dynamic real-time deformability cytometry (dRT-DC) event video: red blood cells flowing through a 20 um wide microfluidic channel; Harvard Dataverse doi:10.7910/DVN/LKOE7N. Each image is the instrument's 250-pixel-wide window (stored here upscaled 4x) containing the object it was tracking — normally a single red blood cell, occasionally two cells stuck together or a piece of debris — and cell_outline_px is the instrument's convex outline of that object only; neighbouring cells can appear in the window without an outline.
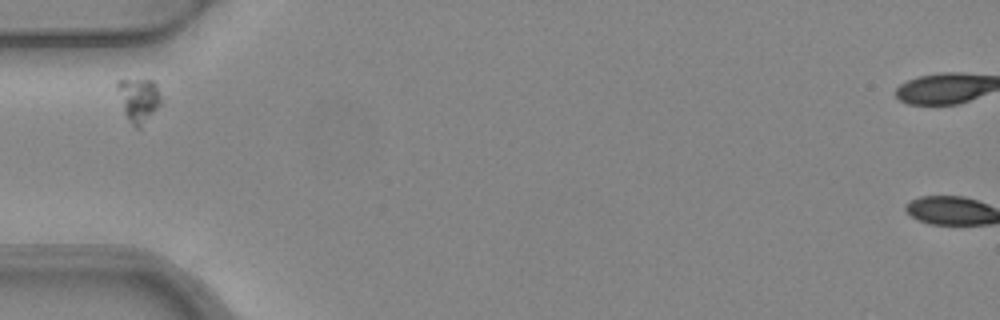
{"species": "common noctule bat (a hibernating species)", "species_latin": "Nyctalus noctula", "temperature_condition": "warm", "stored_images_in_passage": 1, "camera_frame_rate_fps": 3000, "um_per_image_px": 0.085, "animal": {"sex": "female", "body_mass_g": 24.6, "forearm_length_mm": 56.2}, "frame": {"image": 1, "passage_image": 1, "time_ms": 0.0, "image_size_px": [1000, 320], "cell_outline_px": [[160, 104], [140, 128], [136, 128], [128, 120], [124, 112], [116, 88], [116, 80], [152, 80], [156, 84], [160, 92]], "centroid_in_image_um": [11.76, 8.47], "position_along_channel_um": 73.2, "area_um2": 11.04}}